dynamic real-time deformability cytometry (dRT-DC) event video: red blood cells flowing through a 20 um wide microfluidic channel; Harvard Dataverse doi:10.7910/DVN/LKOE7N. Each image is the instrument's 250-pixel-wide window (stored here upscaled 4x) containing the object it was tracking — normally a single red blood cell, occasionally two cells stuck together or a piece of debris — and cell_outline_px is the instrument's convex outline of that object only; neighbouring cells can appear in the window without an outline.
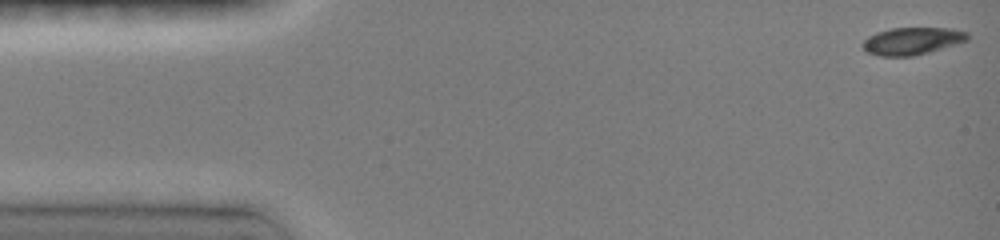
{"species": "common noctule bat (a hibernating species)", "species_latin": "Nyctalus noctula", "temperature_condition": "room temperature", "stored_images_in_passage": 24, "camera_frame_rate_fps": 3000, "um_per_image_px": 0.085, "animal": {"sex": "female", "body_mass_g": 19.0, "forearm_length_mm": 51.5}, "frame": {"image": 1, "passage_image": 1, "time_ms": 0.0, "image_size_px": [1000, 240], "cell_outline_px": [[968, 40], [956, 44], [928, 52], [912, 56], [880, 56], [868, 52], [860, 44], [868, 36], [876, 32], [892, 28], [952, 28], [968, 32]], "centroid_in_image_um": [77.52, 3.47], "position_along_channel_um": 7.5, "area_um2": 16.65}}
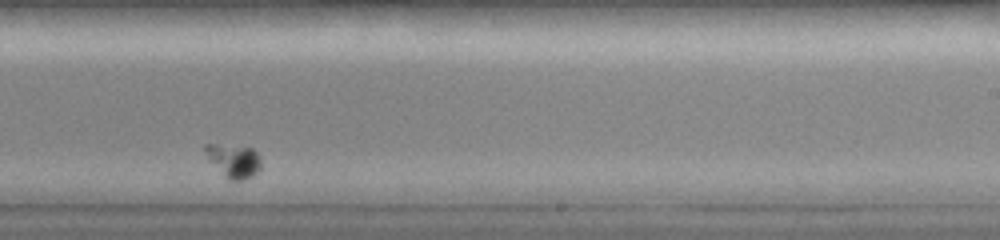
{"frame": {"image": 2, "passage_image": 18, "time_ms": 10.0, "image_size_px": [1000, 240], "cell_outline_px": [[260, 172], [244, 180], [228, 180], [208, 160], [204, 148], [204, 144], [216, 144], [252, 148], [260, 156]], "centroid_in_image_um": [19.87, 13.68], "position_along_channel_um": 269.1, "area_um2": 10.92}}
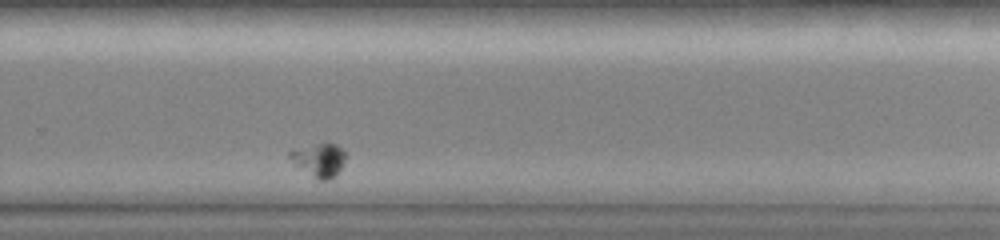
{"frame": {"image": 3, "passage_image": 20, "time_ms": 11.0, "image_size_px": [1000, 240], "cell_outline_px": [[348, 156], [344, 164], [336, 176], [328, 180], [316, 180], [296, 168], [288, 156], [288, 152], [324, 140], [328, 140], [336, 144], [348, 152]], "centroid_in_image_um": [27.16, 13.58], "position_along_channel_um": 302.6, "area_um2": 11.79}}